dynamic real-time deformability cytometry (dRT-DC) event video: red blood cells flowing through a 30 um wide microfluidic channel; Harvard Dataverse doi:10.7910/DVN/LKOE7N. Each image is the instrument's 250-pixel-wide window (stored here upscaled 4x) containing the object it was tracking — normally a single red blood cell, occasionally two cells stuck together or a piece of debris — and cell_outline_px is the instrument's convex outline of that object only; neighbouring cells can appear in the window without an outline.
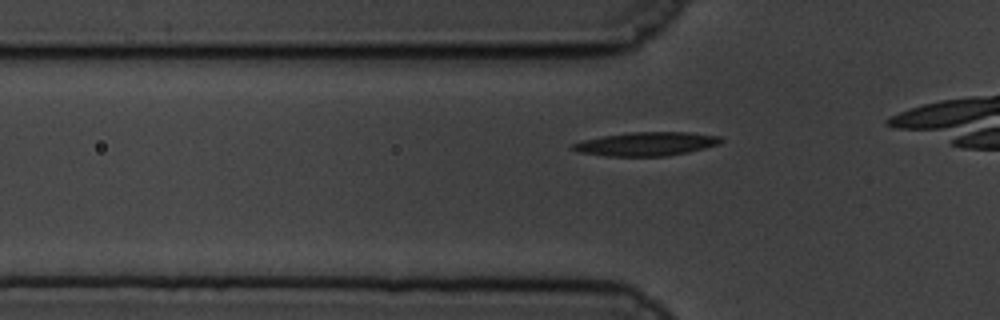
{"species": "common noctule bat (a hibernating species)", "species_latin": "Nyctalus noctula", "temperature_condition": "cold", "stored_images_in_passage": 15, "camera_frame_rate_fps": 3000, "um_per_image_px": 0.085, "animal": {"sex": "male", "body_mass_g": 19.5, "forearm_length_mm": 54.6}, "frame": {"image": 1, "passage_image": 9, "time_ms": 2.667, "image_size_px": [1000, 320], "cell_outline_px": [[724, 140], [720, 144], [688, 152], [668, 156], [604, 156], [580, 152], [568, 148], [572, 144], [580, 140], [600, 136], [628, 132], [688, 132], [720, 136]], "centroid_in_image_um": [54.9, 12.23], "position_along_channel_um": 70.9, "area_um2": 20.75}}
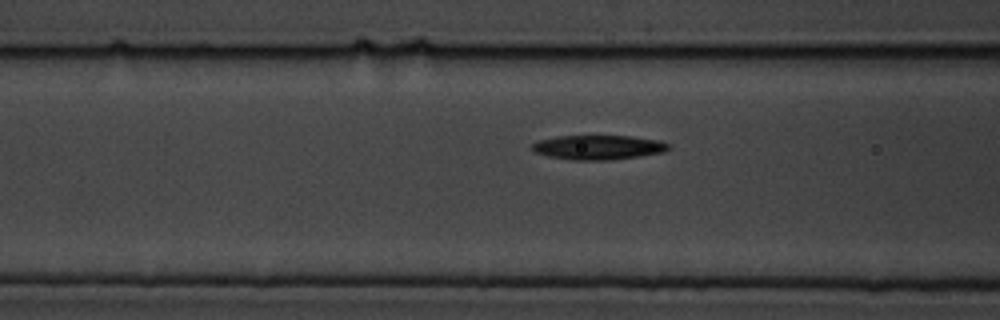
{"frame": {"image": 2, "passage_image": 13, "time_ms": 4.0, "image_size_px": [1000, 320], "cell_outline_px": [[672, 148], [664, 152], [640, 156], [612, 160], [572, 160], [548, 156], [536, 152], [532, 148], [532, 144], [536, 140], [556, 136], [632, 136], [660, 140], [672, 144]], "centroid_in_image_um": [50.91, 12.52], "position_along_channel_um": 115.7, "area_um2": 19.71}}